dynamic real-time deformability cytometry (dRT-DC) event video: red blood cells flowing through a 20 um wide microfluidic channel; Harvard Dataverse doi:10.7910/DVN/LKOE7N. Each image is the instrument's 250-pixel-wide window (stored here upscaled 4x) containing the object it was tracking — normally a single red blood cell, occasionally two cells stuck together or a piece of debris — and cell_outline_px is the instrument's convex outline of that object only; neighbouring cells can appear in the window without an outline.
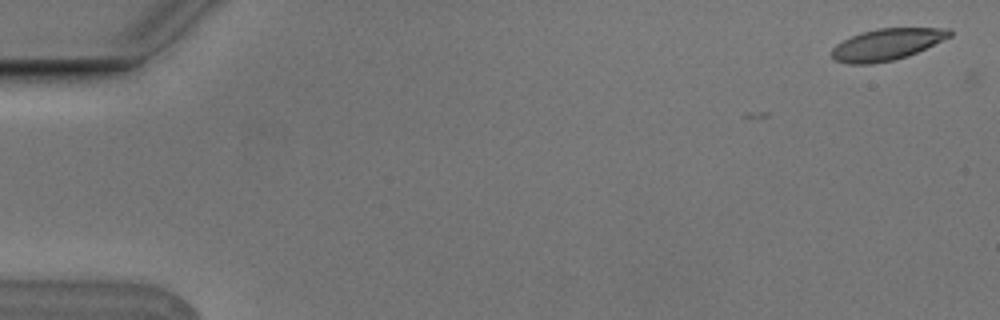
{"species": "Egyptian fruit bat (a non-hibernating species)", "species_latin": "Rousettus aegyptiacus", "temperature_condition": "cold", "stored_images_in_passage": 3, "camera_frame_rate_fps": 3000, "um_per_image_px": 0.085, "animal": {"sex": "male"}, "frame": {"image": 1, "passage_image": 1, "time_ms": 0.0, "image_size_px": [1000, 320], "cell_outline_px": [[952, 36], [908, 56], [892, 60], [872, 64], [848, 64], [836, 60], [832, 56], [832, 48], [836, 44], [860, 32], [876, 28], [948, 28], [952, 32]], "centroid_in_image_um": [75.38, 3.77], "position_along_channel_um": 9.6, "area_um2": 21.62}}